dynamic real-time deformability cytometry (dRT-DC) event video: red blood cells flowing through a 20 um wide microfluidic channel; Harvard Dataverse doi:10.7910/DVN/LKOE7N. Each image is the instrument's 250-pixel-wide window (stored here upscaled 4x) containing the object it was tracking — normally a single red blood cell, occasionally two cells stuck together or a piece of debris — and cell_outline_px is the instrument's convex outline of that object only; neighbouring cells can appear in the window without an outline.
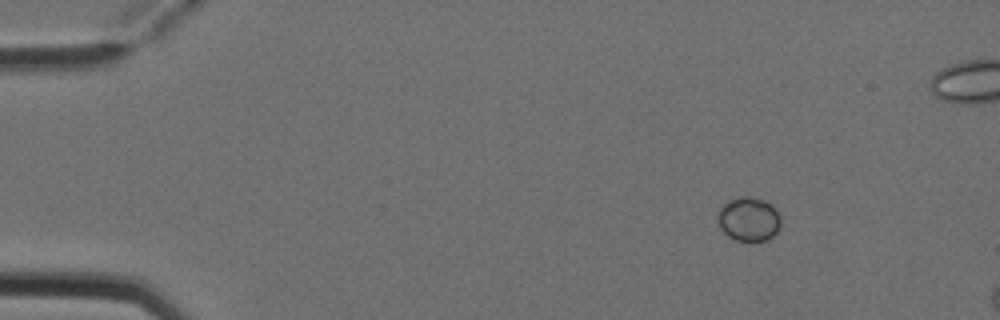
{"species": "Egyptian fruit bat (a non-hibernating species)", "species_latin": "Rousettus aegyptiacus", "temperature_condition": "cold", "stored_images_in_passage": 3, "camera_frame_rate_fps": 3000, "um_per_image_px": 0.085, "animal": {"sex": "female"}, "frame": {"image": 1, "passage_image": 1, "time_ms": 0.0, "image_size_px": [1000, 320], "cell_outline_px": [[780, 228], [768, 240], [736, 240], [728, 236], [720, 228], [720, 204], [728, 200], [740, 196], [748, 196], [764, 200], [780, 216]], "centroid_in_image_um": [63.63, 18.62], "position_along_channel_um": 21.4, "area_um2": 15.84}}